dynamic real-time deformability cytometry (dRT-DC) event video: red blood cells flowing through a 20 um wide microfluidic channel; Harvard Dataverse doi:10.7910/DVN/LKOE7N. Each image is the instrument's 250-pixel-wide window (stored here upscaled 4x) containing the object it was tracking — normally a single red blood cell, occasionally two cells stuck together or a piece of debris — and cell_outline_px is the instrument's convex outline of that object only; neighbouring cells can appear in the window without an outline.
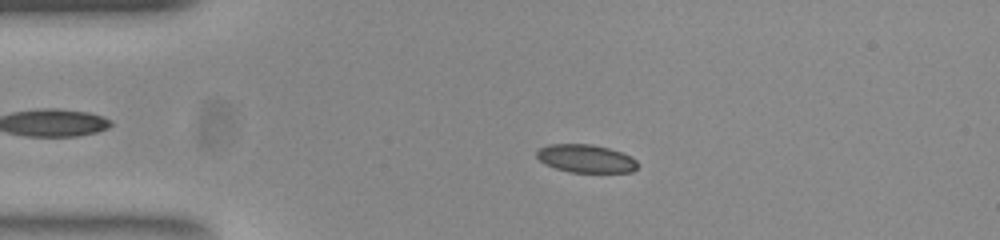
{"species": "common noctule bat (a hibernating species)", "species_latin": "Nyctalus noctula", "temperature_condition": "room temperature", "stored_images_in_passage": 53, "camera_frame_rate_fps": 3000, "um_per_image_px": 0.085, "animal": {"sex": "female", "body_mass_g": 23.0, "forearm_length_mm": 53.4}, "frame": {"image": 1, "passage_image": 12, "time_ms": 3.667, "image_size_px": [1000, 240], "cell_outline_px": [[640, 164], [632, 172], [568, 172], [544, 164], [536, 156], [536, 152], [540, 148], [548, 144], [592, 144], [608, 148], [632, 156]], "centroid_in_image_um": [49.81, 13.48], "position_along_channel_um": 35.2, "area_um2": 16.59}}
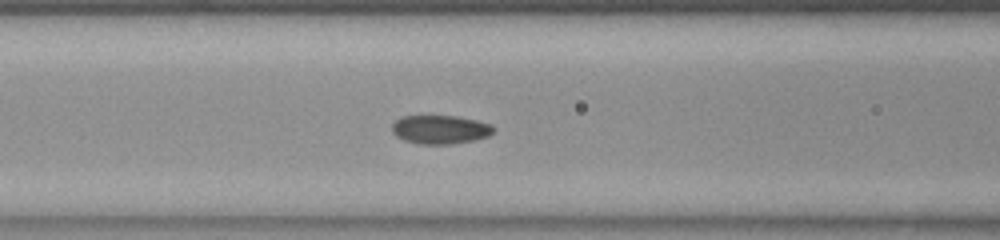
{"frame": {"image": 2, "passage_image": 22, "time_ms": 7.0, "image_size_px": [1000, 240], "cell_outline_px": [[496, 128], [488, 136], [472, 140], [448, 144], [420, 144], [404, 140], [396, 136], [392, 132], [392, 124], [400, 116], [456, 116], [476, 120], [492, 124]], "centroid_in_image_um": [37.4, 11.0], "position_along_channel_um": 129.2, "area_um2": 16.94}}
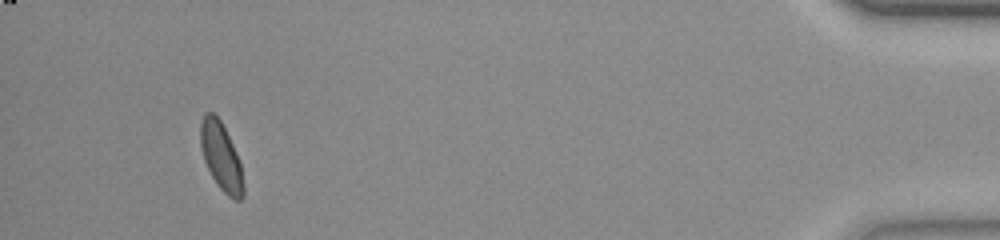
{"frame": {"image": 3, "passage_image": 50, "time_ms": 16.333, "image_size_px": [1000, 240], "cell_outline_px": [[244, 196], [240, 200], [232, 200], [216, 184], [204, 160], [200, 144], [200, 124], [204, 112], [212, 112], [220, 120], [240, 160], [244, 184]], "centroid_in_image_um": [18.8, 13.34], "position_along_channel_um": 416.4, "area_um2": 16.99}, "authors_computed_cell_mechanics": {"area_um2": 16.9932, "velocity_mm_per_s": 3.8787, "shape_relaxation_time_tau1_ms": 2.6348, "shape_relaxation_time_tau2_ms": 1.1919, "deformation_change_tau1": 0.1182, "deformation_change_tau2": 0.0545}}